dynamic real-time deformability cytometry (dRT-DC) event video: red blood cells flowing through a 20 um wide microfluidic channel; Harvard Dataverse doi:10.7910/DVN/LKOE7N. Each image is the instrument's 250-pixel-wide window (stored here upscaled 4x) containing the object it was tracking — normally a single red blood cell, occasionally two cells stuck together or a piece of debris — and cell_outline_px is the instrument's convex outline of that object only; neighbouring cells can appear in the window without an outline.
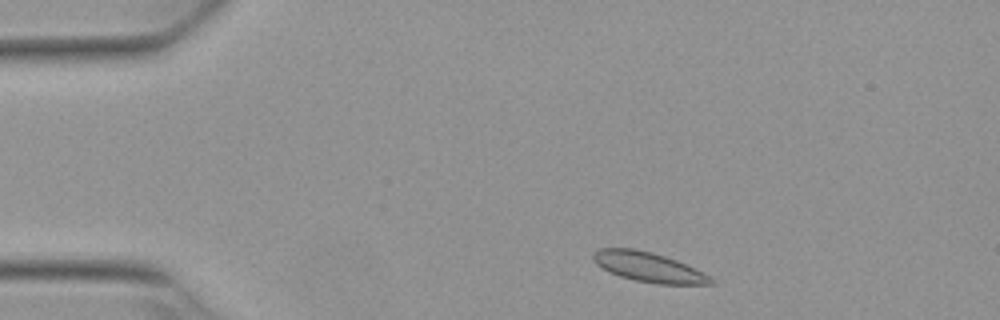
{"species": "Egyptian fruit bat (a non-hibernating species)", "species_latin": "Rousettus aegyptiacus", "temperature_condition": "warm", "stored_images_in_passage": 47, "camera_frame_rate_fps": 3000, "um_per_image_px": 0.085, "animal": {"sex": "female"}, "frame": {"image": 1, "passage_image": 3, "time_ms": 0.667, "image_size_px": [1000, 320], "cell_outline_px": [[716, 284], [656, 284], [636, 280], [620, 276], [608, 272], [596, 264], [592, 260], [592, 252], [600, 248], [632, 248], [652, 252], [676, 260], [712, 276], [716, 280]], "centroid_in_image_um": [55.13, 22.7], "position_along_channel_um": 29.9, "area_um2": 20.52}}
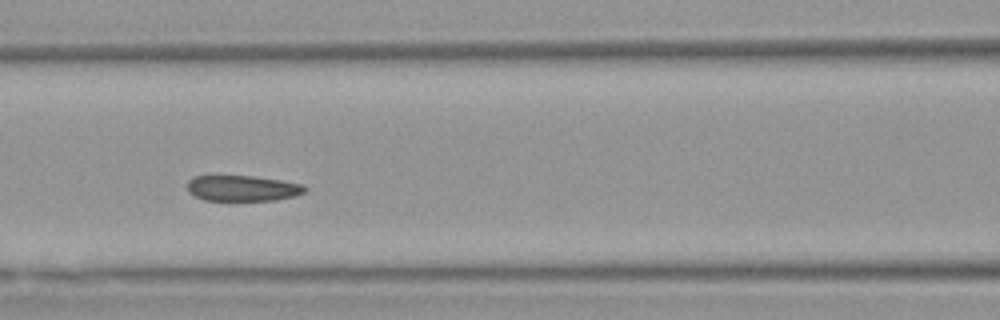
{"frame": {"image": 2, "passage_image": 17, "time_ms": 5.333, "image_size_px": [1000, 320], "cell_outline_px": [[308, 188], [304, 192], [296, 196], [276, 200], [204, 200], [188, 192], [188, 180], [192, 176], [252, 176], [280, 180], [304, 184]], "centroid_in_image_um": [20.64, 16.0], "position_along_channel_um": 146.0, "area_um2": 17.63}}
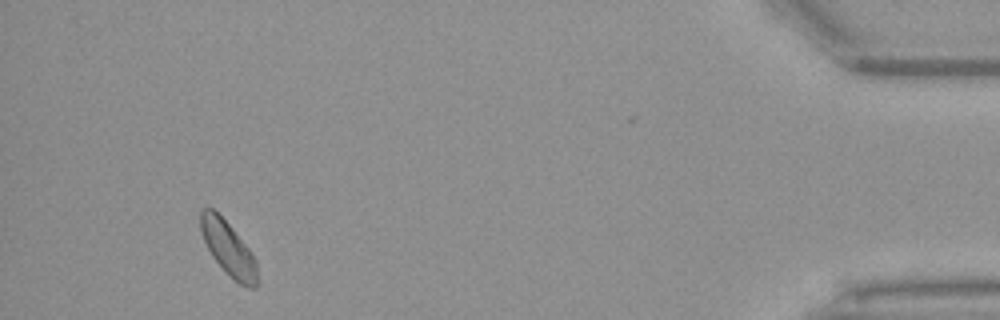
{"frame": {"image": 3, "passage_image": 44, "time_ms": 14.333, "image_size_px": [1000, 320], "cell_outline_px": [[256, 288], [248, 288], [240, 284], [212, 256], [200, 232], [200, 208], [212, 208], [232, 228], [248, 248], [256, 260]], "centroid_in_image_um": [19.38, 21.08], "position_along_channel_um": 415.8, "area_um2": 17.22}, "authors_computed_cell_mechanics": {"area_um2": 18.4382, "velocity_mm_per_s": 3.7662, "shape_relaxation_time_tau1_ms": null, "shape_relaxation_time_tau2_ms": 1.4106, "deformation_change_tau1": null, "deformation_change_tau2": 0.0578}}